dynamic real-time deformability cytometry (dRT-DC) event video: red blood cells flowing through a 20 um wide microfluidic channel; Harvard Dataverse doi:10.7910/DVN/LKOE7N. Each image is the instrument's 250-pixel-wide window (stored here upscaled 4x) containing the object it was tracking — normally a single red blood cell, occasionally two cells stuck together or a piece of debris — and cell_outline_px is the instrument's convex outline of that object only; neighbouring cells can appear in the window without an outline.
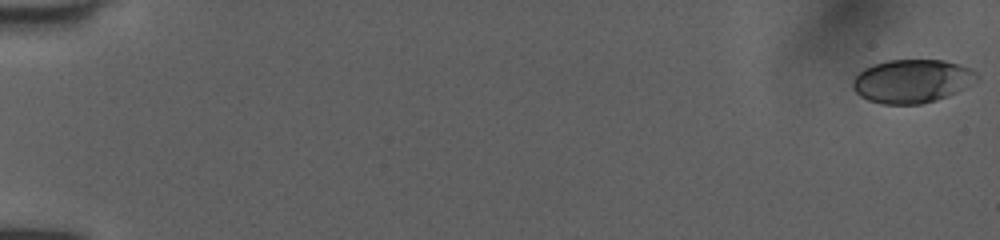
{"species": "human", "species_latin": "Homo sapiens", "temperature_condition": "room temperature", "stored_images_in_passage": 52, "camera_frame_rate_fps": 3000, "um_per_image_px": 0.085, "donor": {"sex": "female"}, "frame": {"image": 1, "passage_image": 1, "time_ms": 0.0, "image_size_px": [1000, 240], "cell_outline_px": [[980, 76], [964, 88], [948, 96], [936, 100], [920, 104], [884, 104], [868, 100], [860, 96], [852, 88], [852, 80], [864, 68], [872, 64], [888, 60], [944, 60], [960, 64], [972, 68]], "centroid_in_image_um": [77.51, 6.89], "position_along_channel_um": 7.5, "area_um2": 31.5}}
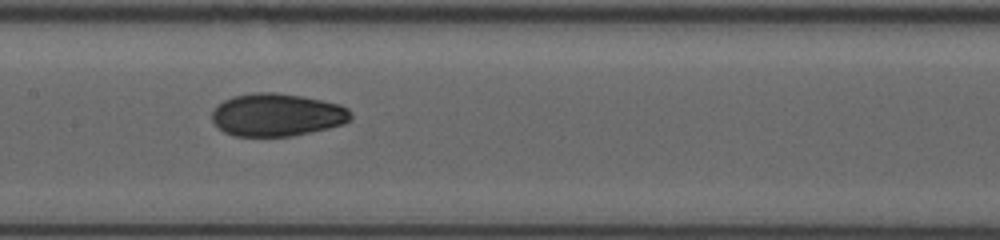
{"frame": {"image": 2, "passage_image": 28, "time_ms": 9.0, "image_size_px": [1000, 240], "cell_outline_px": [[352, 120], [344, 124], [328, 128], [292, 136], [232, 136], [224, 132], [212, 120], [212, 112], [224, 100], [232, 96], [256, 92], [276, 92], [304, 96], [340, 104], [348, 108], [352, 112]], "centroid_in_image_um": [23.59, 9.76], "position_along_channel_um": 183.8, "area_um2": 34.8}}
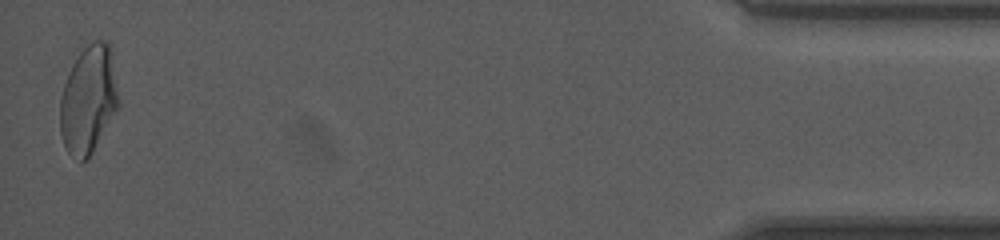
{"frame": {"image": 3, "passage_image": 52, "time_ms": 17.0, "image_size_px": [1000, 240], "cell_outline_px": [[120, 104], [92, 152], [80, 164], [68, 152], [64, 144], [60, 132], [60, 100], [64, 84], [68, 72], [72, 64], [80, 52], [92, 40], [108, 40], [112, 52], [120, 100]], "centroid_in_image_um": [7.53, 8.44], "position_along_channel_um": 427.7, "area_um2": 36.99}, "authors_computed_cell_mechanics": {"area_um2": 33.813, "velocity_mm_per_s": 4.0533, "shape_relaxation_time_tau1_ms": 5.7147, "shape_relaxation_time_tau2_ms": 1.1896, "deformation_change_tau1": 0.1781, "deformation_change_tau2": 0.0525}}